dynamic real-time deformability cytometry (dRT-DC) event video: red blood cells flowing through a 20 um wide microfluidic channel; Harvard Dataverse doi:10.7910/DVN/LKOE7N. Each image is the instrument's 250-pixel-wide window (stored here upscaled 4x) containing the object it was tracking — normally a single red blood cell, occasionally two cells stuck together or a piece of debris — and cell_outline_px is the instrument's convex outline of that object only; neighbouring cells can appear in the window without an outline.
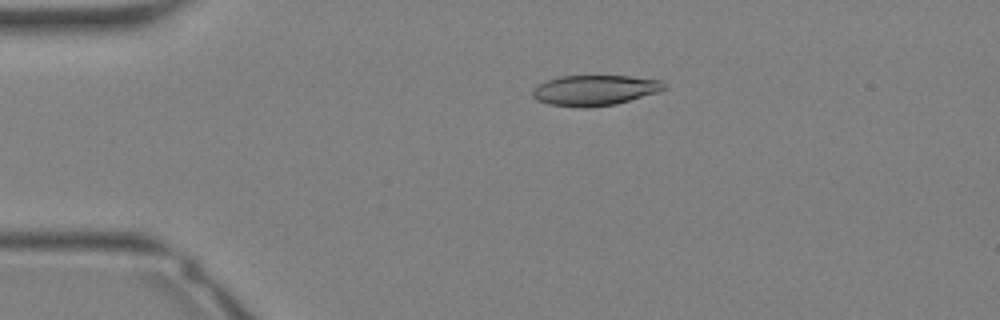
{"species": "Egyptian fruit bat (a non-hibernating species)", "species_latin": "Rousettus aegyptiacus", "temperature_condition": "warm", "stored_images_in_passage": 30, "camera_frame_rate_fps": 3000, "um_per_image_px": 0.085, "animal": {"sex": "female"}, "frame": {"image": 1, "passage_image": 4, "time_ms": 1.0, "image_size_px": [1000, 320], "cell_outline_px": [[668, 88], [660, 92], [616, 104], [588, 108], [580, 108], [548, 104], [536, 100], [532, 96], [532, 88], [548, 80], [560, 76], [632, 76], [660, 80]], "centroid_in_image_um": [50.56, 7.68], "position_along_channel_um": 34.4, "area_um2": 23.58}}
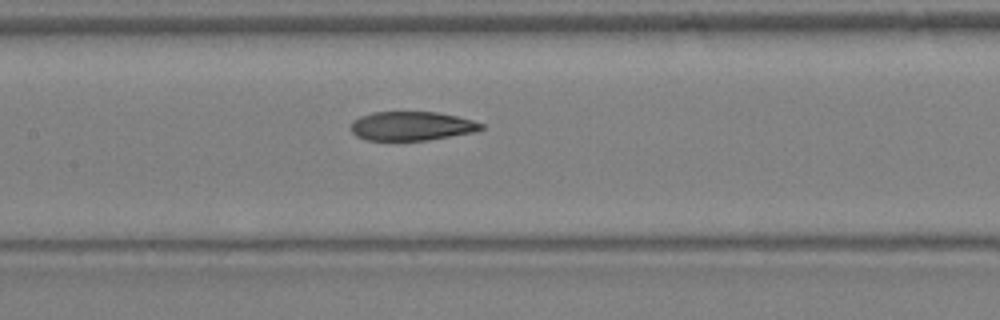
{"frame": {"image": 2, "passage_image": 13, "time_ms": 4.0, "image_size_px": [1000, 320], "cell_outline_px": [[484, 128], [476, 132], [428, 140], [364, 140], [356, 136], [352, 132], [352, 120], [360, 116], [372, 112], [436, 112], [456, 116], [472, 120], [484, 124]], "centroid_in_image_um": [34.99, 10.71], "position_along_channel_um": 172.4, "area_um2": 22.08}}
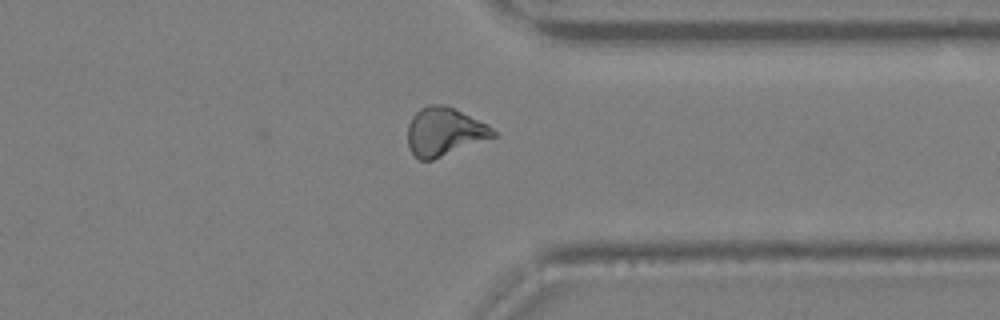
{"frame": {"image": 3, "passage_image": 23, "time_ms": 7.333, "image_size_px": [1000, 320], "cell_outline_px": [[496, 136], [432, 160], [420, 160], [408, 148], [408, 124], [412, 116], [420, 108], [428, 104], [444, 104], [488, 124], [496, 132]], "centroid_in_image_um": [37.75, 11.18], "position_along_channel_um": 373.7, "area_um2": 23.93}}